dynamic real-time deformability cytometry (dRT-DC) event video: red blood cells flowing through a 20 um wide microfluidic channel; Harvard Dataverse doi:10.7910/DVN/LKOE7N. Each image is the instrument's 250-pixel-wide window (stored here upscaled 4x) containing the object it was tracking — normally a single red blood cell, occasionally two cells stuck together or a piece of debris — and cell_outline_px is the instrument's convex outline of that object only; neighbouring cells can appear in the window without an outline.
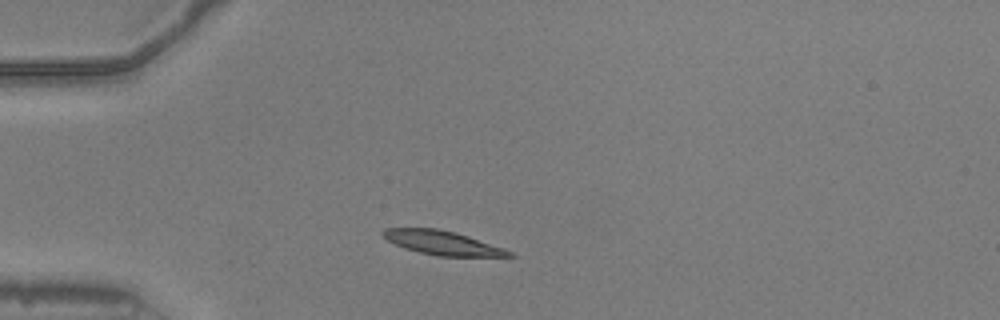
{"species": "common noctule bat (a hibernating species)", "species_latin": "Nyctalus noctula", "temperature_condition": "warm", "stored_images_in_passage": 9, "camera_frame_rate_fps": 3000, "um_per_image_px": 0.085, "animal": {"sex": "male", "body_mass_g": 20.5, "forearm_length_mm": 52.5}, "frame": {"image": 1, "passage_image": 1, "time_ms": 0.0, "image_size_px": [1000, 320], "cell_outline_px": [[516, 256], [436, 256], [404, 248], [388, 240], [380, 232], [384, 228], [436, 228], [456, 232], [504, 248], [512, 252]], "centroid_in_image_um": [37.6, 20.63], "position_along_channel_um": 47.4, "area_um2": 17.51}}
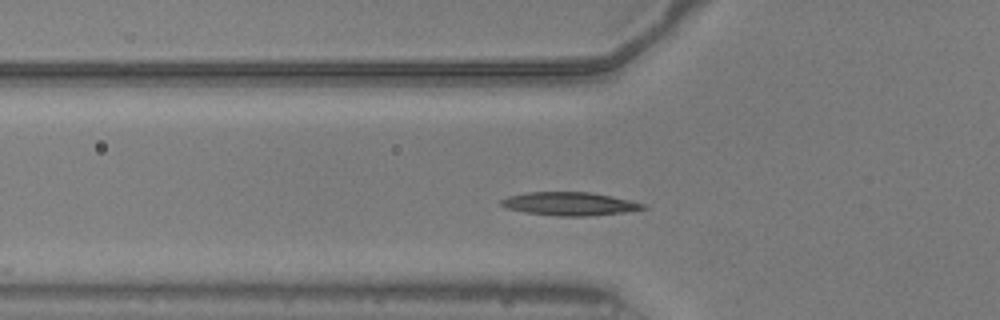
{"frame": {"image": 2, "passage_image": 5, "time_ms": 1.333, "image_size_px": [1000, 320], "cell_outline_px": [[648, 208], [624, 212], [588, 216], [556, 216], [524, 212], [508, 208], [500, 204], [500, 200], [508, 196], [528, 192], [592, 192], [612, 196], [644, 204]], "centroid_in_image_um": [48.4, 17.32], "position_along_channel_um": 77.4, "area_um2": 19.19}}
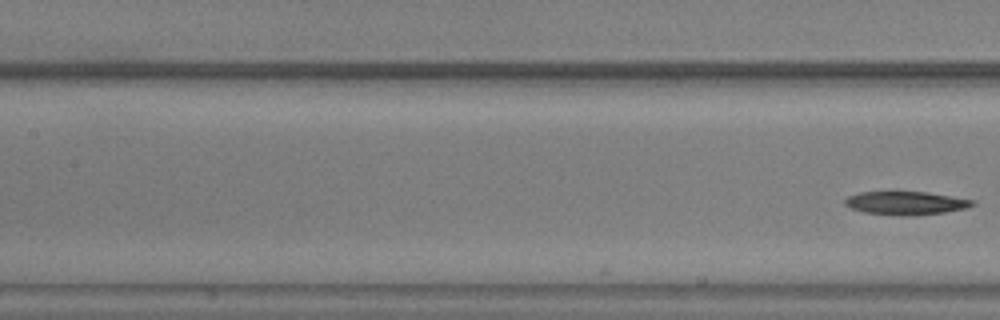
{"frame": {"image": 3, "passage_image": 9, "time_ms": 2.667, "image_size_px": [1000, 320], "cell_outline_px": [[976, 204], [968, 208], [944, 212], [916, 216], [900, 216], [864, 212], [852, 208], [844, 204], [844, 200], [848, 196], [860, 192], [928, 192], [976, 200]], "centroid_in_image_um": [77.05, 17.27], "position_along_channel_um": 130.4, "area_um2": 17.51}}